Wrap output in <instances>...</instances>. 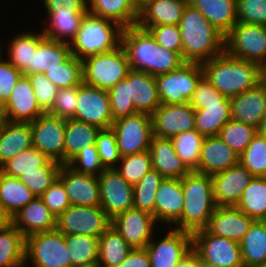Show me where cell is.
I'll list each match as a JSON object with an SVG mask.
<instances>
[{"label":"cell","instance_id":"6da1fadb","mask_svg":"<svg viewBox=\"0 0 266 267\" xmlns=\"http://www.w3.org/2000/svg\"><path fill=\"white\" fill-rule=\"evenodd\" d=\"M130 69L153 75L167 74L185 61L179 53L158 45L148 30L137 25L124 28L121 36Z\"/></svg>","mask_w":266,"mask_h":267},{"label":"cell","instance_id":"7a4b0ae2","mask_svg":"<svg viewBox=\"0 0 266 267\" xmlns=\"http://www.w3.org/2000/svg\"><path fill=\"white\" fill-rule=\"evenodd\" d=\"M201 65L204 77L229 99L255 87L266 77V70L259 64L235 58L225 51Z\"/></svg>","mask_w":266,"mask_h":267},{"label":"cell","instance_id":"3957f363","mask_svg":"<svg viewBox=\"0 0 266 267\" xmlns=\"http://www.w3.org/2000/svg\"><path fill=\"white\" fill-rule=\"evenodd\" d=\"M179 30L185 62L202 64L224 52L225 36L189 3L180 19Z\"/></svg>","mask_w":266,"mask_h":267},{"label":"cell","instance_id":"277c9868","mask_svg":"<svg viewBox=\"0 0 266 267\" xmlns=\"http://www.w3.org/2000/svg\"><path fill=\"white\" fill-rule=\"evenodd\" d=\"M184 203L181 217L175 228L193 233L204 229L217 205L213 197L211 176L195 171L182 178Z\"/></svg>","mask_w":266,"mask_h":267},{"label":"cell","instance_id":"5b68a950","mask_svg":"<svg viewBox=\"0 0 266 267\" xmlns=\"http://www.w3.org/2000/svg\"><path fill=\"white\" fill-rule=\"evenodd\" d=\"M123 27L118 23L87 12L75 38L71 41V54L79 60L111 52L121 46Z\"/></svg>","mask_w":266,"mask_h":267},{"label":"cell","instance_id":"8992f818","mask_svg":"<svg viewBox=\"0 0 266 267\" xmlns=\"http://www.w3.org/2000/svg\"><path fill=\"white\" fill-rule=\"evenodd\" d=\"M130 70L127 54L122 46L82 60L83 83L107 91L124 80Z\"/></svg>","mask_w":266,"mask_h":267},{"label":"cell","instance_id":"52a82bcc","mask_svg":"<svg viewBox=\"0 0 266 267\" xmlns=\"http://www.w3.org/2000/svg\"><path fill=\"white\" fill-rule=\"evenodd\" d=\"M224 51L266 70V26L237 22L225 35Z\"/></svg>","mask_w":266,"mask_h":267},{"label":"cell","instance_id":"ba28073f","mask_svg":"<svg viewBox=\"0 0 266 267\" xmlns=\"http://www.w3.org/2000/svg\"><path fill=\"white\" fill-rule=\"evenodd\" d=\"M204 76L201 63L185 62L167 74L155 77L161 104L189 103L199 80Z\"/></svg>","mask_w":266,"mask_h":267},{"label":"cell","instance_id":"9c48e42d","mask_svg":"<svg viewBox=\"0 0 266 267\" xmlns=\"http://www.w3.org/2000/svg\"><path fill=\"white\" fill-rule=\"evenodd\" d=\"M69 256L65 235L57 230L26 237L25 264L30 260L34 267H71Z\"/></svg>","mask_w":266,"mask_h":267},{"label":"cell","instance_id":"30bf717a","mask_svg":"<svg viewBox=\"0 0 266 267\" xmlns=\"http://www.w3.org/2000/svg\"><path fill=\"white\" fill-rule=\"evenodd\" d=\"M111 225L100 206L70 205L56 219V230L64 235H88L99 238Z\"/></svg>","mask_w":266,"mask_h":267},{"label":"cell","instance_id":"8fae6325","mask_svg":"<svg viewBox=\"0 0 266 267\" xmlns=\"http://www.w3.org/2000/svg\"><path fill=\"white\" fill-rule=\"evenodd\" d=\"M120 156L149 151L153 137L152 118L146 113H136L113 121Z\"/></svg>","mask_w":266,"mask_h":267},{"label":"cell","instance_id":"7c38bea8","mask_svg":"<svg viewBox=\"0 0 266 267\" xmlns=\"http://www.w3.org/2000/svg\"><path fill=\"white\" fill-rule=\"evenodd\" d=\"M192 248L216 267H244L240 243L209 234L205 229L192 233Z\"/></svg>","mask_w":266,"mask_h":267},{"label":"cell","instance_id":"4fadbf2b","mask_svg":"<svg viewBox=\"0 0 266 267\" xmlns=\"http://www.w3.org/2000/svg\"><path fill=\"white\" fill-rule=\"evenodd\" d=\"M73 119L94 125L99 129L111 128L113 117L107 90L81 83Z\"/></svg>","mask_w":266,"mask_h":267},{"label":"cell","instance_id":"5bb4252c","mask_svg":"<svg viewBox=\"0 0 266 267\" xmlns=\"http://www.w3.org/2000/svg\"><path fill=\"white\" fill-rule=\"evenodd\" d=\"M30 124L33 147L40 150L50 160L63 165L66 119L47 112Z\"/></svg>","mask_w":266,"mask_h":267},{"label":"cell","instance_id":"9a60e30c","mask_svg":"<svg viewBox=\"0 0 266 267\" xmlns=\"http://www.w3.org/2000/svg\"><path fill=\"white\" fill-rule=\"evenodd\" d=\"M98 179L100 207L110 219L133 208V185L128 183L115 168L104 169Z\"/></svg>","mask_w":266,"mask_h":267},{"label":"cell","instance_id":"2e32d148","mask_svg":"<svg viewBox=\"0 0 266 267\" xmlns=\"http://www.w3.org/2000/svg\"><path fill=\"white\" fill-rule=\"evenodd\" d=\"M156 240L152 238L146 246L151 267H176L192 249V233L174 227L162 240Z\"/></svg>","mask_w":266,"mask_h":267},{"label":"cell","instance_id":"e0dca14e","mask_svg":"<svg viewBox=\"0 0 266 267\" xmlns=\"http://www.w3.org/2000/svg\"><path fill=\"white\" fill-rule=\"evenodd\" d=\"M153 136L168 138L195 129V109L189 104H161L151 115Z\"/></svg>","mask_w":266,"mask_h":267},{"label":"cell","instance_id":"ac0fdd59","mask_svg":"<svg viewBox=\"0 0 266 267\" xmlns=\"http://www.w3.org/2000/svg\"><path fill=\"white\" fill-rule=\"evenodd\" d=\"M156 223L154 216L134 208L111 219V226L132 248H146L154 236Z\"/></svg>","mask_w":266,"mask_h":267},{"label":"cell","instance_id":"d6986e66","mask_svg":"<svg viewBox=\"0 0 266 267\" xmlns=\"http://www.w3.org/2000/svg\"><path fill=\"white\" fill-rule=\"evenodd\" d=\"M44 113L37 103L28 76L22 74L10 98L3 105L2 119L10 122L31 123Z\"/></svg>","mask_w":266,"mask_h":267},{"label":"cell","instance_id":"ffe728a7","mask_svg":"<svg viewBox=\"0 0 266 267\" xmlns=\"http://www.w3.org/2000/svg\"><path fill=\"white\" fill-rule=\"evenodd\" d=\"M58 179L63 183L71 205L100 206L98 176L77 172L63 164Z\"/></svg>","mask_w":266,"mask_h":267},{"label":"cell","instance_id":"44dd1931","mask_svg":"<svg viewBox=\"0 0 266 267\" xmlns=\"http://www.w3.org/2000/svg\"><path fill=\"white\" fill-rule=\"evenodd\" d=\"M254 176L240 163L211 175L213 197L217 206H236L242 192Z\"/></svg>","mask_w":266,"mask_h":267},{"label":"cell","instance_id":"7402d4cb","mask_svg":"<svg viewBox=\"0 0 266 267\" xmlns=\"http://www.w3.org/2000/svg\"><path fill=\"white\" fill-rule=\"evenodd\" d=\"M231 119L259 128L266 114V77L255 87L230 99Z\"/></svg>","mask_w":266,"mask_h":267},{"label":"cell","instance_id":"603a6c76","mask_svg":"<svg viewBox=\"0 0 266 267\" xmlns=\"http://www.w3.org/2000/svg\"><path fill=\"white\" fill-rule=\"evenodd\" d=\"M253 221L235 206H217L204 229L209 234L240 243Z\"/></svg>","mask_w":266,"mask_h":267},{"label":"cell","instance_id":"cb8c5ba5","mask_svg":"<svg viewBox=\"0 0 266 267\" xmlns=\"http://www.w3.org/2000/svg\"><path fill=\"white\" fill-rule=\"evenodd\" d=\"M238 163L239 155L219 135L207 136L203 140L200 162L195 172L211 176L223 172Z\"/></svg>","mask_w":266,"mask_h":267},{"label":"cell","instance_id":"d4e9b609","mask_svg":"<svg viewBox=\"0 0 266 267\" xmlns=\"http://www.w3.org/2000/svg\"><path fill=\"white\" fill-rule=\"evenodd\" d=\"M183 201L182 178H164L155 197L154 218L156 222L174 224L181 217Z\"/></svg>","mask_w":266,"mask_h":267},{"label":"cell","instance_id":"484cf974","mask_svg":"<svg viewBox=\"0 0 266 267\" xmlns=\"http://www.w3.org/2000/svg\"><path fill=\"white\" fill-rule=\"evenodd\" d=\"M189 0H150L139 8L137 26L148 30L156 25H179Z\"/></svg>","mask_w":266,"mask_h":267},{"label":"cell","instance_id":"4316f807","mask_svg":"<svg viewBox=\"0 0 266 267\" xmlns=\"http://www.w3.org/2000/svg\"><path fill=\"white\" fill-rule=\"evenodd\" d=\"M56 219L40 197H35L11 218V223L25 236L56 230Z\"/></svg>","mask_w":266,"mask_h":267},{"label":"cell","instance_id":"83f0119b","mask_svg":"<svg viewBox=\"0 0 266 267\" xmlns=\"http://www.w3.org/2000/svg\"><path fill=\"white\" fill-rule=\"evenodd\" d=\"M128 92L138 113L152 115L161 105L155 77L151 74L130 70L128 72Z\"/></svg>","mask_w":266,"mask_h":267},{"label":"cell","instance_id":"f1b7e54d","mask_svg":"<svg viewBox=\"0 0 266 267\" xmlns=\"http://www.w3.org/2000/svg\"><path fill=\"white\" fill-rule=\"evenodd\" d=\"M149 153L153 169L164 178L181 179L191 172L177 156L171 139L153 136Z\"/></svg>","mask_w":266,"mask_h":267},{"label":"cell","instance_id":"f546056e","mask_svg":"<svg viewBox=\"0 0 266 267\" xmlns=\"http://www.w3.org/2000/svg\"><path fill=\"white\" fill-rule=\"evenodd\" d=\"M33 147L30 123L0 122V164Z\"/></svg>","mask_w":266,"mask_h":267},{"label":"cell","instance_id":"4dcf8cb0","mask_svg":"<svg viewBox=\"0 0 266 267\" xmlns=\"http://www.w3.org/2000/svg\"><path fill=\"white\" fill-rule=\"evenodd\" d=\"M224 36L238 22L236 0H189Z\"/></svg>","mask_w":266,"mask_h":267},{"label":"cell","instance_id":"1f68e13d","mask_svg":"<svg viewBox=\"0 0 266 267\" xmlns=\"http://www.w3.org/2000/svg\"><path fill=\"white\" fill-rule=\"evenodd\" d=\"M87 12L88 10H71L70 8L69 10H51L47 15L49 19L47 23L50 24L44 30L42 29L44 37L70 44Z\"/></svg>","mask_w":266,"mask_h":267},{"label":"cell","instance_id":"d6a6232c","mask_svg":"<svg viewBox=\"0 0 266 267\" xmlns=\"http://www.w3.org/2000/svg\"><path fill=\"white\" fill-rule=\"evenodd\" d=\"M88 12L110 19L123 28L137 24L139 9L133 0H87Z\"/></svg>","mask_w":266,"mask_h":267},{"label":"cell","instance_id":"836d02e7","mask_svg":"<svg viewBox=\"0 0 266 267\" xmlns=\"http://www.w3.org/2000/svg\"><path fill=\"white\" fill-rule=\"evenodd\" d=\"M244 267H264L266 264V220H254L240 242Z\"/></svg>","mask_w":266,"mask_h":267},{"label":"cell","instance_id":"e575fe53","mask_svg":"<svg viewBox=\"0 0 266 267\" xmlns=\"http://www.w3.org/2000/svg\"><path fill=\"white\" fill-rule=\"evenodd\" d=\"M43 38L42 31L36 34L23 32L14 36L8 47L9 62L24 75L33 73V52H36Z\"/></svg>","mask_w":266,"mask_h":267},{"label":"cell","instance_id":"d590c367","mask_svg":"<svg viewBox=\"0 0 266 267\" xmlns=\"http://www.w3.org/2000/svg\"><path fill=\"white\" fill-rule=\"evenodd\" d=\"M229 120H231L229 98H224L218 104L203 105V109H195V129L204 137L219 135Z\"/></svg>","mask_w":266,"mask_h":267},{"label":"cell","instance_id":"8d00e7d4","mask_svg":"<svg viewBox=\"0 0 266 267\" xmlns=\"http://www.w3.org/2000/svg\"><path fill=\"white\" fill-rule=\"evenodd\" d=\"M100 129L73 118L66 119L64 164H67L85 146L96 145V136Z\"/></svg>","mask_w":266,"mask_h":267},{"label":"cell","instance_id":"74e56055","mask_svg":"<svg viewBox=\"0 0 266 267\" xmlns=\"http://www.w3.org/2000/svg\"><path fill=\"white\" fill-rule=\"evenodd\" d=\"M98 239V267L119 266L133 249L111 225Z\"/></svg>","mask_w":266,"mask_h":267},{"label":"cell","instance_id":"f35d334b","mask_svg":"<svg viewBox=\"0 0 266 267\" xmlns=\"http://www.w3.org/2000/svg\"><path fill=\"white\" fill-rule=\"evenodd\" d=\"M70 45L44 37L33 52V73H46L62 65L71 56Z\"/></svg>","mask_w":266,"mask_h":267},{"label":"cell","instance_id":"ab89813d","mask_svg":"<svg viewBox=\"0 0 266 267\" xmlns=\"http://www.w3.org/2000/svg\"><path fill=\"white\" fill-rule=\"evenodd\" d=\"M26 237L12 223L0 231V267L25 264Z\"/></svg>","mask_w":266,"mask_h":267},{"label":"cell","instance_id":"60d3db41","mask_svg":"<svg viewBox=\"0 0 266 267\" xmlns=\"http://www.w3.org/2000/svg\"><path fill=\"white\" fill-rule=\"evenodd\" d=\"M35 197L19 178L4 175L0 184V205L10 218Z\"/></svg>","mask_w":266,"mask_h":267},{"label":"cell","instance_id":"b9f144b4","mask_svg":"<svg viewBox=\"0 0 266 267\" xmlns=\"http://www.w3.org/2000/svg\"><path fill=\"white\" fill-rule=\"evenodd\" d=\"M235 207L253 220H266V179L253 177Z\"/></svg>","mask_w":266,"mask_h":267},{"label":"cell","instance_id":"7bdbcfd3","mask_svg":"<svg viewBox=\"0 0 266 267\" xmlns=\"http://www.w3.org/2000/svg\"><path fill=\"white\" fill-rule=\"evenodd\" d=\"M71 267L98 263L99 239L88 235H65Z\"/></svg>","mask_w":266,"mask_h":267},{"label":"cell","instance_id":"ee69618b","mask_svg":"<svg viewBox=\"0 0 266 267\" xmlns=\"http://www.w3.org/2000/svg\"><path fill=\"white\" fill-rule=\"evenodd\" d=\"M204 138L196 129L171 138L177 156L191 172L198 169Z\"/></svg>","mask_w":266,"mask_h":267},{"label":"cell","instance_id":"f6af8a7d","mask_svg":"<svg viewBox=\"0 0 266 267\" xmlns=\"http://www.w3.org/2000/svg\"><path fill=\"white\" fill-rule=\"evenodd\" d=\"M164 177L155 169L147 172L133 186V208L154 216L156 192Z\"/></svg>","mask_w":266,"mask_h":267},{"label":"cell","instance_id":"bcb514c9","mask_svg":"<svg viewBox=\"0 0 266 267\" xmlns=\"http://www.w3.org/2000/svg\"><path fill=\"white\" fill-rule=\"evenodd\" d=\"M62 165L50 160L40 150L31 147L2 164L4 175L19 178L24 172L38 170V166Z\"/></svg>","mask_w":266,"mask_h":267},{"label":"cell","instance_id":"7dc6e473","mask_svg":"<svg viewBox=\"0 0 266 267\" xmlns=\"http://www.w3.org/2000/svg\"><path fill=\"white\" fill-rule=\"evenodd\" d=\"M58 89L79 86L83 82L82 60L71 55L62 65L45 73Z\"/></svg>","mask_w":266,"mask_h":267},{"label":"cell","instance_id":"c3c4849f","mask_svg":"<svg viewBox=\"0 0 266 267\" xmlns=\"http://www.w3.org/2000/svg\"><path fill=\"white\" fill-rule=\"evenodd\" d=\"M116 171L131 185L137 184L141 178L153 169L149 151L122 156Z\"/></svg>","mask_w":266,"mask_h":267},{"label":"cell","instance_id":"681fc988","mask_svg":"<svg viewBox=\"0 0 266 267\" xmlns=\"http://www.w3.org/2000/svg\"><path fill=\"white\" fill-rule=\"evenodd\" d=\"M257 133L255 127L231 119L222 127L219 136L233 151L240 155Z\"/></svg>","mask_w":266,"mask_h":267},{"label":"cell","instance_id":"f907efd6","mask_svg":"<svg viewBox=\"0 0 266 267\" xmlns=\"http://www.w3.org/2000/svg\"><path fill=\"white\" fill-rule=\"evenodd\" d=\"M239 163L254 177H263L266 169V138L257 133L239 155Z\"/></svg>","mask_w":266,"mask_h":267},{"label":"cell","instance_id":"816d5d0a","mask_svg":"<svg viewBox=\"0 0 266 267\" xmlns=\"http://www.w3.org/2000/svg\"><path fill=\"white\" fill-rule=\"evenodd\" d=\"M61 166H38V170L24 172L19 179L36 197H40L58 178Z\"/></svg>","mask_w":266,"mask_h":267},{"label":"cell","instance_id":"f5cc1de1","mask_svg":"<svg viewBox=\"0 0 266 267\" xmlns=\"http://www.w3.org/2000/svg\"><path fill=\"white\" fill-rule=\"evenodd\" d=\"M113 121L138 113L128 92V74L124 80L108 90Z\"/></svg>","mask_w":266,"mask_h":267},{"label":"cell","instance_id":"db71d44e","mask_svg":"<svg viewBox=\"0 0 266 267\" xmlns=\"http://www.w3.org/2000/svg\"><path fill=\"white\" fill-rule=\"evenodd\" d=\"M96 146L105 169H112L118 166L116 163H119L121 156L114 131L111 128L100 129L96 136Z\"/></svg>","mask_w":266,"mask_h":267},{"label":"cell","instance_id":"11a10c76","mask_svg":"<svg viewBox=\"0 0 266 267\" xmlns=\"http://www.w3.org/2000/svg\"><path fill=\"white\" fill-rule=\"evenodd\" d=\"M67 165L77 172L93 176H99L105 169L101 163L96 145L85 146Z\"/></svg>","mask_w":266,"mask_h":267},{"label":"cell","instance_id":"9f6ffc18","mask_svg":"<svg viewBox=\"0 0 266 267\" xmlns=\"http://www.w3.org/2000/svg\"><path fill=\"white\" fill-rule=\"evenodd\" d=\"M27 76L38 105L45 113L49 112L54 105L58 88L47 79L44 73H30Z\"/></svg>","mask_w":266,"mask_h":267},{"label":"cell","instance_id":"6f0895ef","mask_svg":"<svg viewBox=\"0 0 266 267\" xmlns=\"http://www.w3.org/2000/svg\"><path fill=\"white\" fill-rule=\"evenodd\" d=\"M238 22L266 26V0H236Z\"/></svg>","mask_w":266,"mask_h":267},{"label":"cell","instance_id":"680465c9","mask_svg":"<svg viewBox=\"0 0 266 267\" xmlns=\"http://www.w3.org/2000/svg\"><path fill=\"white\" fill-rule=\"evenodd\" d=\"M148 31L158 45L182 56V39L179 25H156L151 26Z\"/></svg>","mask_w":266,"mask_h":267},{"label":"cell","instance_id":"91938a15","mask_svg":"<svg viewBox=\"0 0 266 267\" xmlns=\"http://www.w3.org/2000/svg\"><path fill=\"white\" fill-rule=\"evenodd\" d=\"M77 97L78 86L58 89L54 105L48 113L64 119L73 118Z\"/></svg>","mask_w":266,"mask_h":267},{"label":"cell","instance_id":"94428289","mask_svg":"<svg viewBox=\"0 0 266 267\" xmlns=\"http://www.w3.org/2000/svg\"><path fill=\"white\" fill-rule=\"evenodd\" d=\"M40 198L56 217L62 214L71 205L63 183L58 178Z\"/></svg>","mask_w":266,"mask_h":267},{"label":"cell","instance_id":"6125c7cd","mask_svg":"<svg viewBox=\"0 0 266 267\" xmlns=\"http://www.w3.org/2000/svg\"><path fill=\"white\" fill-rule=\"evenodd\" d=\"M225 97L203 76L196 85L189 104L194 109H203V105L218 104Z\"/></svg>","mask_w":266,"mask_h":267},{"label":"cell","instance_id":"be15d7a7","mask_svg":"<svg viewBox=\"0 0 266 267\" xmlns=\"http://www.w3.org/2000/svg\"><path fill=\"white\" fill-rule=\"evenodd\" d=\"M22 74L8 60H0V103L2 105L10 98L13 88Z\"/></svg>","mask_w":266,"mask_h":267},{"label":"cell","instance_id":"e7e4bbea","mask_svg":"<svg viewBox=\"0 0 266 267\" xmlns=\"http://www.w3.org/2000/svg\"><path fill=\"white\" fill-rule=\"evenodd\" d=\"M46 14L51 10H88L87 0H43Z\"/></svg>","mask_w":266,"mask_h":267},{"label":"cell","instance_id":"03108f58","mask_svg":"<svg viewBox=\"0 0 266 267\" xmlns=\"http://www.w3.org/2000/svg\"><path fill=\"white\" fill-rule=\"evenodd\" d=\"M117 267H151L146 248H133L125 260Z\"/></svg>","mask_w":266,"mask_h":267},{"label":"cell","instance_id":"003e7915","mask_svg":"<svg viewBox=\"0 0 266 267\" xmlns=\"http://www.w3.org/2000/svg\"><path fill=\"white\" fill-rule=\"evenodd\" d=\"M195 262L196 251L192 248L187 254H185L176 267H195Z\"/></svg>","mask_w":266,"mask_h":267},{"label":"cell","instance_id":"a7ac6f4b","mask_svg":"<svg viewBox=\"0 0 266 267\" xmlns=\"http://www.w3.org/2000/svg\"><path fill=\"white\" fill-rule=\"evenodd\" d=\"M11 223V218L4 212L0 205V231Z\"/></svg>","mask_w":266,"mask_h":267},{"label":"cell","instance_id":"89a4df30","mask_svg":"<svg viewBox=\"0 0 266 267\" xmlns=\"http://www.w3.org/2000/svg\"><path fill=\"white\" fill-rule=\"evenodd\" d=\"M195 267H216L213 264H210L209 262L203 260L200 258L196 252V262H195Z\"/></svg>","mask_w":266,"mask_h":267},{"label":"cell","instance_id":"2644e50d","mask_svg":"<svg viewBox=\"0 0 266 267\" xmlns=\"http://www.w3.org/2000/svg\"><path fill=\"white\" fill-rule=\"evenodd\" d=\"M258 133L266 138V114L261 121L259 128L257 129Z\"/></svg>","mask_w":266,"mask_h":267},{"label":"cell","instance_id":"8c879c8a","mask_svg":"<svg viewBox=\"0 0 266 267\" xmlns=\"http://www.w3.org/2000/svg\"><path fill=\"white\" fill-rule=\"evenodd\" d=\"M150 0H133V3L136 5V7L139 9L141 8L146 2Z\"/></svg>","mask_w":266,"mask_h":267},{"label":"cell","instance_id":"753ad0ef","mask_svg":"<svg viewBox=\"0 0 266 267\" xmlns=\"http://www.w3.org/2000/svg\"><path fill=\"white\" fill-rule=\"evenodd\" d=\"M3 177H4V170H3V166L0 164V184L2 182Z\"/></svg>","mask_w":266,"mask_h":267},{"label":"cell","instance_id":"34e18365","mask_svg":"<svg viewBox=\"0 0 266 267\" xmlns=\"http://www.w3.org/2000/svg\"><path fill=\"white\" fill-rule=\"evenodd\" d=\"M76 267H98V266H97V264H94V265L76 266Z\"/></svg>","mask_w":266,"mask_h":267},{"label":"cell","instance_id":"11e5206c","mask_svg":"<svg viewBox=\"0 0 266 267\" xmlns=\"http://www.w3.org/2000/svg\"><path fill=\"white\" fill-rule=\"evenodd\" d=\"M1 48H2V46H1V44H0V60L3 59V58H2V51H1L2 49H1Z\"/></svg>","mask_w":266,"mask_h":267},{"label":"cell","instance_id":"2a66077c","mask_svg":"<svg viewBox=\"0 0 266 267\" xmlns=\"http://www.w3.org/2000/svg\"><path fill=\"white\" fill-rule=\"evenodd\" d=\"M3 105L0 103V113L2 114Z\"/></svg>","mask_w":266,"mask_h":267},{"label":"cell","instance_id":"b9fcfbb0","mask_svg":"<svg viewBox=\"0 0 266 267\" xmlns=\"http://www.w3.org/2000/svg\"><path fill=\"white\" fill-rule=\"evenodd\" d=\"M263 178H264V179H266V169H265V172H264Z\"/></svg>","mask_w":266,"mask_h":267},{"label":"cell","instance_id":"09005b40","mask_svg":"<svg viewBox=\"0 0 266 267\" xmlns=\"http://www.w3.org/2000/svg\"><path fill=\"white\" fill-rule=\"evenodd\" d=\"M2 121V114L0 113V122Z\"/></svg>","mask_w":266,"mask_h":267}]
</instances>
